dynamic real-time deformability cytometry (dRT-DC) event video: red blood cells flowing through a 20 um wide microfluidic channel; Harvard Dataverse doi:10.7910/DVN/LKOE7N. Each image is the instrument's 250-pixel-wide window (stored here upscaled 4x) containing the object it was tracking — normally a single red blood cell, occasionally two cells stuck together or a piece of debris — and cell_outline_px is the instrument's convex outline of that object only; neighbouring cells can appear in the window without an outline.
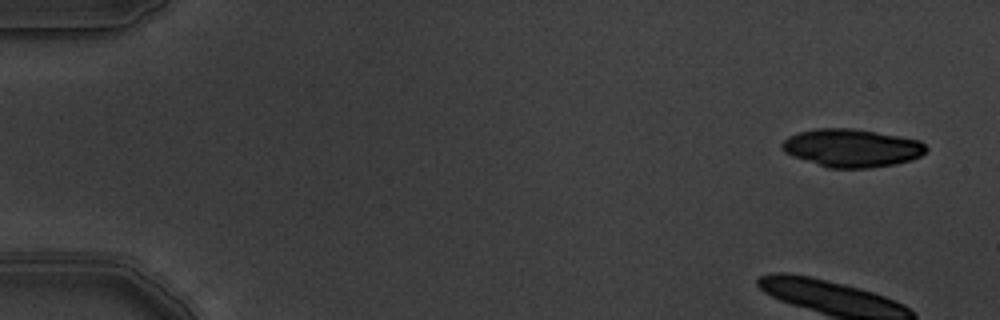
{"species": "common noctule bat (a hibernating species)", "species_latin": "Nyctalus noctula", "temperature_condition": "warm", "stored_images_in_passage": 6, "camera_frame_rate_fps": 3000, "um_per_image_px": 0.085, "animal": {"sex": "male", "body_mass_g": 19.5, "forearm_length_mm": 54.6}, "frame": {"image": 1, "passage_image": 1, "time_ms": 0.0, "image_size_px": [1000, 320], "cell_outline_px": [[928, 148], [920, 156], [912, 160], [892, 164], [868, 168], [828, 168], [792, 156], [784, 152], [780, 144], [788, 136], [800, 132], [816, 128], [852, 128], [900, 136], [920, 140]], "centroid_in_image_um": [72.38, 12.57], "position_along_channel_um": 12.6, "area_um2": 31.91}}